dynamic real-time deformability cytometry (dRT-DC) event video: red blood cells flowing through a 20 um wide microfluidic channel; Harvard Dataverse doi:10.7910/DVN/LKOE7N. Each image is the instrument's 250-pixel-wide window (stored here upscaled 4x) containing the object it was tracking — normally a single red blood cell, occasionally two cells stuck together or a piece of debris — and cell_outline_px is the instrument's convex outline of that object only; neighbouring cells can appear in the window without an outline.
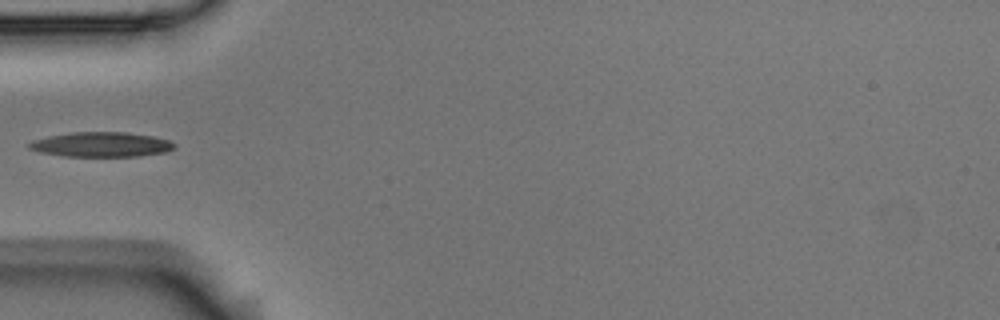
{"species": "Egyptian fruit bat (a non-hibernating species)", "species_latin": "Rousettus aegyptiacus", "temperature_condition": "room temperature", "stored_images_in_passage": 6, "camera_frame_rate_fps": 3000, "um_per_image_px": 0.085, "animal": {"sex": "male"}, "frame": {"image": 1, "passage_image": 5, "time_ms": 1.333, "image_size_px": [1000, 320], "cell_outline_px": [[176, 148], [164, 152], [140, 156], [64, 156], [40, 152], [28, 148], [28, 144], [32, 140], [48, 136], [72, 132], [124, 132], [152, 136], [168, 140], [176, 144]], "centroid_in_image_um": [8.6, 12.28], "position_along_channel_um": 76.4, "area_um2": 20.92}}
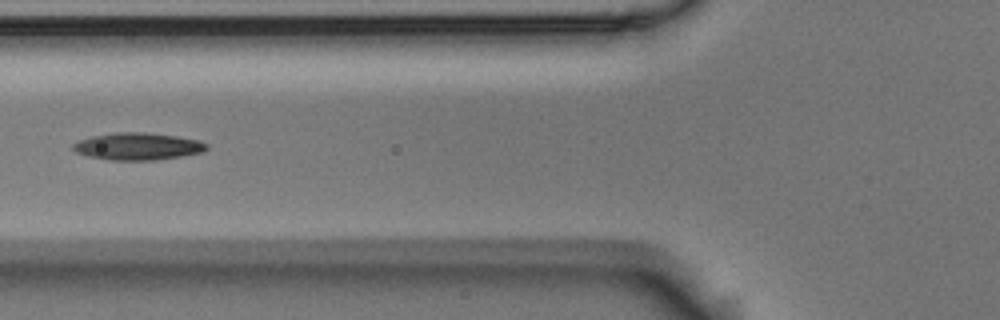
{"frame": {"image": 2, "passage_image": 6, "time_ms": 1.667, "image_size_px": [1000, 320], "cell_outline_px": [[208, 148], [204, 152], [156, 160], [108, 160], [88, 156], [76, 152], [72, 148], [72, 144], [80, 140], [92, 136], [112, 132], [144, 132], [176, 136], [200, 140], [208, 144]], "centroid_in_image_um": [11.72, 12.44], "position_along_channel_um": 114.1, "area_um2": 21.27}}